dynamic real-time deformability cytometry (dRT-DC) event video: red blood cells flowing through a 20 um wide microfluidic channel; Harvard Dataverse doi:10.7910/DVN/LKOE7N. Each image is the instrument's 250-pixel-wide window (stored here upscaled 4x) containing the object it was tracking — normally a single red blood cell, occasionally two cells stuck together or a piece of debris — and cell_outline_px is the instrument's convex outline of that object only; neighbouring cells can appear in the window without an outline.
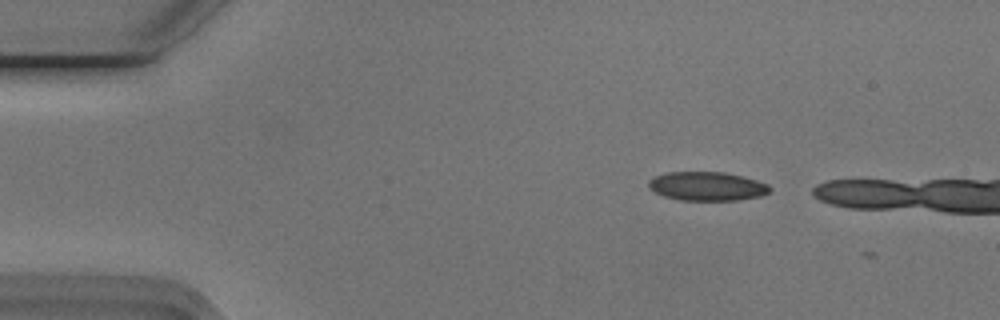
{"species": "Egyptian fruit bat (a non-hibernating species)", "species_latin": "Rousettus aegyptiacus", "temperature_condition": "cold", "stored_images_in_passage": 4, "camera_frame_rate_fps": 3000, "um_per_image_px": 0.085, "animal": {"sex": "male"}, "frame": {"image": 1, "passage_image": 2, "time_ms": 0.333, "image_size_px": [1000, 320], "cell_outline_px": [[772, 188], [768, 192], [760, 196], [736, 200], [680, 200], [664, 196], [648, 188], [648, 180], [664, 172], [724, 172], [744, 176], [768, 184]], "centroid_in_image_um": [60.09, 15.82], "position_along_channel_um": 24.9, "area_um2": 20.4}}